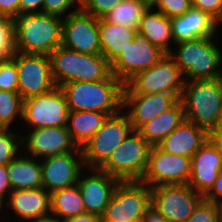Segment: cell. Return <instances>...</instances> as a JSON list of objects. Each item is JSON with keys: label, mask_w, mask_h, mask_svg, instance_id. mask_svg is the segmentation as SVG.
<instances>
[{"label": "cell", "mask_w": 222, "mask_h": 222, "mask_svg": "<svg viewBox=\"0 0 222 222\" xmlns=\"http://www.w3.org/2000/svg\"><path fill=\"white\" fill-rule=\"evenodd\" d=\"M63 17L44 12L13 19L14 49L25 54L49 56L62 43Z\"/></svg>", "instance_id": "cell-1"}, {"label": "cell", "mask_w": 222, "mask_h": 222, "mask_svg": "<svg viewBox=\"0 0 222 222\" xmlns=\"http://www.w3.org/2000/svg\"><path fill=\"white\" fill-rule=\"evenodd\" d=\"M60 88L69 111H98L112 116L122 110L124 84L113 74L106 80L68 82Z\"/></svg>", "instance_id": "cell-2"}, {"label": "cell", "mask_w": 222, "mask_h": 222, "mask_svg": "<svg viewBox=\"0 0 222 222\" xmlns=\"http://www.w3.org/2000/svg\"><path fill=\"white\" fill-rule=\"evenodd\" d=\"M214 38H196L174 44L178 47L168 55L180 68L185 81L211 80L222 76V69L219 67L222 53L212 41Z\"/></svg>", "instance_id": "cell-3"}, {"label": "cell", "mask_w": 222, "mask_h": 222, "mask_svg": "<svg viewBox=\"0 0 222 222\" xmlns=\"http://www.w3.org/2000/svg\"><path fill=\"white\" fill-rule=\"evenodd\" d=\"M180 100L185 119L209 132L222 121L221 77L185 81Z\"/></svg>", "instance_id": "cell-4"}, {"label": "cell", "mask_w": 222, "mask_h": 222, "mask_svg": "<svg viewBox=\"0 0 222 222\" xmlns=\"http://www.w3.org/2000/svg\"><path fill=\"white\" fill-rule=\"evenodd\" d=\"M49 56L57 87L68 82L106 80L112 75L111 63L102 54H83L61 45Z\"/></svg>", "instance_id": "cell-5"}, {"label": "cell", "mask_w": 222, "mask_h": 222, "mask_svg": "<svg viewBox=\"0 0 222 222\" xmlns=\"http://www.w3.org/2000/svg\"><path fill=\"white\" fill-rule=\"evenodd\" d=\"M151 148L145 138L133 130L99 170L120 181H141L148 167Z\"/></svg>", "instance_id": "cell-6"}, {"label": "cell", "mask_w": 222, "mask_h": 222, "mask_svg": "<svg viewBox=\"0 0 222 222\" xmlns=\"http://www.w3.org/2000/svg\"><path fill=\"white\" fill-rule=\"evenodd\" d=\"M132 131L128 116L122 110L108 116L102 127L81 148L85 169H99Z\"/></svg>", "instance_id": "cell-7"}, {"label": "cell", "mask_w": 222, "mask_h": 222, "mask_svg": "<svg viewBox=\"0 0 222 222\" xmlns=\"http://www.w3.org/2000/svg\"><path fill=\"white\" fill-rule=\"evenodd\" d=\"M184 84L183 73L168 54L154 66L136 73L125 83L133 93H172L179 98Z\"/></svg>", "instance_id": "cell-8"}, {"label": "cell", "mask_w": 222, "mask_h": 222, "mask_svg": "<svg viewBox=\"0 0 222 222\" xmlns=\"http://www.w3.org/2000/svg\"><path fill=\"white\" fill-rule=\"evenodd\" d=\"M151 204V188L141 181H120L101 216L102 222H127L144 217Z\"/></svg>", "instance_id": "cell-9"}, {"label": "cell", "mask_w": 222, "mask_h": 222, "mask_svg": "<svg viewBox=\"0 0 222 222\" xmlns=\"http://www.w3.org/2000/svg\"><path fill=\"white\" fill-rule=\"evenodd\" d=\"M68 115L66 97L60 87L23 100L22 120L31 129L67 127Z\"/></svg>", "instance_id": "cell-10"}, {"label": "cell", "mask_w": 222, "mask_h": 222, "mask_svg": "<svg viewBox=\"0 0 222 222\" xmlns=\"http://www.w3.org/2000/svg\"><path fill=\"white\" fill-rule=\"evenodd\" d=\"M12 57L18 71V93L23 100L57 87L52 77L50 56L15 51Z\"/></svg>", "instance_id": "cell-11"}, {"label": "cell", "mask_w": 222, "mask_h": 222, "mask_svg": "<svg viewBox=\"0 0 222 222\" xmlns=\"http://www.w3.org/2000/svg\"><path fill=\"white\" fill-rule=\"evenodd\" d=\"M203 199L188 184L151 188V204L170 222H185Z\"/></svg>", "instance_id": "cell-12"}, {"label": "cell", "mask_w": 222, "mask_h": 222, "mask_svg": "<svg viewBox=\"0 0 222 222\" xmlns=\"http://www.w3.org/2000/svg\"><path fill=\"white\" fill-rule=\"evenodd\" d=\"M191 158L174 155L152 146L147 170L141 182L150 188L160 185L188 184Z\"/></svg>", "instance_id": "cell-13"}, {"label": "cell", "mask_w": 222, "mask_h": 222, "mask_svg": "<svg viewBox=\"0 0 222 222\" xmlns=\"http://www.w3.org/2000/svg\"><path fill=\"white\" fill-rule=\"evenodd\" d=\"M166 53L137 32L111 63L112 74L125 84L136 73L154 66Z\"/></svg>", "instance_id": "cell-14"}, {"label": "cell", "mask_w": 222, "mask_h": 222, "mask_svg": "<svg viewBox=\"0 0 222 222\" xmlns=\"http://www.w3.org/2000/svg\"><path fill=\"white\" fill-rule=\"evenodd\" d=\"M61 45L83 54H101L99 18L82 12L80 7L71 10L63 18Z\"/></svg>", "instance_id": "cell-15"}, {"label": "cell", "mask_w": 222, "mask_h": 222, "mask_svg": "<svg viewBox=\"0 0 222 222\" xmlns=\"http://www.w3.org/2000/svg\"><path fill=\"white\" fill-rule=\"evenodd\" d=\"M180 98L172 93H133L125 84L122 94V111H125L134 131L163 111L171 109ZM125 109V110H124Z\"/></svg>", "instance_id": "cell-16"}, {"label": "cell", "mask_w": 222, "mask_h": 222, "mask_svg": "<svg viewBox=\"0 0 222 222\" xmlns=\"http://www.w3.org/2000/svg\"><path fill=\"white\" fill-rule=\"evenodd\" d=\"M40 162L42 186L50 193L77 185L80 174L85 172L82 151L79 147L73 152L43 158Z\"/></svg>", "instance_id": "cell-17"}, {"label": "cell", "mask_w": 222, "mask_h": 222, "mask_svg": "<svg viewBox=\"0 0 222 222\" xmlns=\"http://www.w3.org/2000/svg\"><path fill=\"white\" fill-rule=\"evenodd\" d=\"M22 136V147L28 156L40 160L46 157L75 151L78 147L73 142L67 127H45L32 129ZM26 146V147H25Z\"/></svg>", "instance_id": "cell-18"}, {"label": "cell", "mask_w": 222, "mask_h": 222, "mask_svg": "<svg viewBox=\"0 0 222 222\" xmlns=\"http://www.w3.org/2000/svg\"><path fill=\"white\" fill-rule=\"evenodd\" d=\"M87 171L92 174L82 172L77 184L82 201L87 213L102 216L120 180L99 169Z\"/></svg>", "instance_id": "cell-19"}, {"label": "cell", "mask_w": 222, "mask_h": 222, "mask_svg": "<svg viewBox=\"0 0 222 222\" xmlns=\"http://www.w3.org/2000/svg\"><path fill=\"white\" fill-rule=\"evenodd\" d=\"M222 169V158L207 140L191 157V176L188 185L203 197L210 191Z\"/></svg>", "instance_id": "cell-20"}, {"label": "cell", "mask_w": 222, "mask_h": 222, "mask_svg": "<svg viewBox=\"0 0 222 222\" xmlns=\"http://www.w3.org/2000/svg\"><path fill=\"white\" fill-rule=\"evenodd\" d=\"M5 201V207L25 222L51 213L50 192L44 188L13 190Z\"/></svg>", "instance_id": "cell-21"}, {"label": "cell", "mask_w": 222, "mask_h": 222, "mask_svg": "<svg viewBox=\"0 0 222 222\" xmlns=\"http://www.w3.org/2000/svg\"><path fill=\"white\" fill-rule=\"evenodd\" d=\"M174 44L204 37H216L218 22L207 13L191 7L180 16L171 17Z\"/></svg>", "instance_id": "cell-22"}, {"label": "cell", "mask_w": 222, "mask_h": 222, "mask_svg": "<svg viewBox=\"0 0 222 222\" xmlns=\"http://www.w3.org/2000/svg\"><path fill=\"white\" fill-rule=\"evenodd\" d=\"M207 140L206 130L185 119L157 146L167 153L191 158Z\"/></svg>", "instance_id": "cell-23"}, {"label": "cell", "mask_w": 222, "mask_h": 222, "mask_svg": "<svg viewBox=\"0 0 222 222\" xmlns=\"http://www.w3.org/2000/svg\"><path fill=\"white\" fill-rule=\"evenodd\" d=\"M138 32L166 54L172 50L170 43L172 42L173 44L174 39L172 35L171 19L159 10L153 11L152 6L149 7L141 18Z\"/></svg>", "instance_id": "cell-24"}, {"label": "cell", "mask_w": 222, "mask_h": 222, "mask_svg": "<svg viewBox=\"0 0 222 222\" xmlns=\"http://www.w3.org/2000/svg\"><path fill=\"white\" fill-rule=\"evenodd\" d=\"M138 29L129 26L115 25L99 18V39L101 54L112 63L128 45L134 40Z\"/></svg>", "instance_id": "cell-25"}, {"label": "cell", "mask_w": 222, "mask_h": 222, "mask_svg": "<svg viewBox=\"0 0 222 222\" xmlns=\"http://www.w3.org/2000/svg\"><path fill=\"white\" fill-rule=\"evenodd\" d=\"M183 120H185L184 108L181 100H179L171 109L163 111L151 121L144 124L138 132L151 146H157Z\"/></svg>", "instance_id": "cell-26"}, {"label": "cell", "mask_w": 222, "mask_h": 222, "mask_svg": "<svg viewBox=\"0 0 222 222\" xmlns=\"http://www.w3.org/2000/svg\"><path fill=\"white\" fill-rule=\"evenodd\" d=\"M18 156L7 165L12 191L43 188L40 160L32 156Z\"/></svg>", "instance_id": "cell-27"}, {"label": "cell", "mask_w": 222, "mask_h": 222, "mask_svg": "<svg viewBox=\"0 0 222 222\" xmlns=\"http://www.w3.org/2000/svg\"><path fill=\"white\" fill-rule=\"evenodd\" d=\"M106 113L98 111H69L67 129L73 142L82 148L102 127Z\"/></svg>", "instance_id": "cell-28"}, {"label": "cell", "mask_w": 222, "mask_h": 222, "mask_svg": "<svg viewBox=\"0 0 222 222\" xmlns=\"http://www.w3.org/2000/svg\"><path fill=\"white\" fill-rule=\"evenodd\" d=\"M50 203L51 214L61 221L86 213L78 185L51 192Z\"/></svg>", "instance_id": "cell-29"}, {"label": "cell", "mask_w": 222, "mask_h": 222, "mask_svg": "<svg viewBox=\"0 0 222 222\" xmlns=\"http://www.w3.org/2000/svg\"><path fill=\"white\" fill-rule=\"evenodd\" d=\"M151 6V0H122L102 18L115 25L139 28L140 20Z\"/></svg>", "instance_id": "cell-30"}, {"label": "cell", "mask_w": 222, "mask_h": 222, "mask_svg": "<svg viewBox=\"0 0 222 222\" xmlns=\"http://www.w3.org/2000/svg\"><path fill=\"white\" fill-rule=\"evenodd\" d=\"M23 99L18 91L0 90V128H10L17 117L22 118Z\"/></svg>", "instance_id": "cell-31"}, {"label": "cell", "mask_w": 222, "mask_h": 222, "mask_svg": "<svg viewBox=\"0 0 222 222\" xmlns=\"http://www.w3.org/2000/svg\"><path fill=\"white\" fill-rule=\"evenodd\" d=\"M19 148H22V135L10 128H0V165H8L15 159L22 151Z\"/></svg>", "instance_id": "cell-32"}, {"label": "cell", "mask_w": 222, "mask_h": 222, "mask_svg": "<svg viewBox=\"0 0 222 222\" xmlns=\"http://www.w3.org/2000/svg\"><path fill=\"white\" fill-rule=\"evenodd\" d=\"M185 222H222V206L203 199Z\"/></svg>", "instance_id": "cell-33"}, {"label": "cell", "mask_w": 222, "mask_h": 222, "mask_svg": "<svg viewBox=\"0 0 222 222\" xmlns=\"http://www.w3.org/2000/svg\"><path fill=\"white\" fill-rule=\"evenodd\" d=\"M14 53L13 19L0 15V60L10 58Z\"/></svg>", "instance_id": "cell-34"}, {"label": "cell", "mask_w": 222, "mask_h": 222, "mask_svg": "<svg viewBox=\"0 0 222 222\" xmlns=\"http://www.w3.org/2000/svg\"><path fill=\"white\" fill-rule=\"evenodd\" d=\"M0 90L18 91V71L13 57L0 60Z\"/></svg>", "instance_id": "cell-35"}, {"label": "cell", "mask_w": 222, "mask_h": 222, "mask_svg": "<svg viewBox=\"0 0 222 222\" xmlns=\"http://www.w3.org/2000/svg\"><path fill=\"white\" fill-rule=\"evenodd\" d=\"M151 6L171 18L187 12L192 7V0H151Z\"/></svg>", "instance_id": "cell-36"}, {"label": "cell", "mask_w": 222, "mask_h": 222, "mask_svg": "<svg viewBox=\"0 0 222 222\" xmlns=\"http://www.w3.org/2000/svg\"><path fill=\"white\" fill-rule=\"evenodd\" d=\"M122 0H80V10L96 18H102Z\"/></svg>", "instance_id": "cell-37"}, {"label": "cell", "mask_w": 222, "mask_h": 222, "mask_svg": "<svg viewBox=\"0 0 222 222\" xmlns=\"http://www.w3.org/2000/svg\"><path fill=\"white\" fill-rule=\"evenodd\" d=\"M74 5L80 7V0H43V12L60 17L63 15L64 18L67 16L68 10Z\"/></svg>", "instance_id": "cell-38"}, {"label": "cell", "mask_w": 222, "mask_h": 222, "mask_svg": "<svg viewBox=\"0 0 222 222\" xmlns=\"http://www.w3.org/2000/svg\"><path fill=\"white\" fill-rule=\"evenodd\" d=\"M192 7L207 13L219 24L222 22V0H192Z\"/></svg>", "instance_id": "cell-39"}, {"label": "cell", "mask_w": 222, "mask_h": 222, "mask_svg": "<svg viewBox=\"0 0 222 222\" xmlns=\"http://www.w3.org/2000/svg\"><path fill=\"white\" fill-rule=\"evenodd\" d=\"M222 169L218 172L216 181L210 191L204 196V200L222 206Z\"/></svg>", "instance_id": "cell-40"}, {"label": "cell", "mask_w": 222, "mask_h": 222, "mask_svg": "<svg viewBox=\"0 0 222 222\" xmlns=\"http://www.w3.org/2000/svg\"><path fill=\"white\" fill-rule=\"evenodd\" d=\"M12 191L7 165H0V202L4 204L5 198L7 200L9 193Z\"/></svg>", "instance_id": "cell-41"}, {"label": "cell", "mask_w": 222, "mask_h": 222, "mask_svg": "<svg viewBox=\"0 0 222 222\" xmlns=\"http://www.w3.org/2000/svg\"><path fill=\"white\" fill-rule=\"evenodd\" d=\"M20 0H0V15L14 19L19 16Z\"/></svg>", "instance_id": "cell-42"}, {"label": "cell", "mask_w": 222, "mask_h": 222, "mask_svg": "<svg viewBox=\"0 0 222 222\" xmlns=\"http://www.w3.org/2000/svg\"><path fill=\"white\" fill-rule=\"evenodd\" d=\"M43 12V0H20L19 15Z\"/></svg>", "instance_id": "cell-43"}, {"label": "cell", "mask_w": 222, "mask_h": 222, "mask_svg": "<svg viewBox=\"0 0 222 222\" xmlns=\"http://www.w3.org/2000/svg\"><path fill=\"white\" fill-rule=\"evenodd\" d=\"M208 140L216 148L222 158V121L208 132Z\"/></svg>", "instance_id": "cell-44"}, {"label": "cell", "mask_w": 222, "mask_h": 222, "mask_svg": "<svg viewBox=\"0 0 222 222\" xmlns=\"http://www.w3.org/2000/svg\"><path fill=\"white\" fill-rule=\"evenodd\" d=\"M144 219L145 222H170L152 204L146 208Z\"/></svg>", "instance_id": "cell-45"}, {"label": "cell", "mask_w": 222, "mask_h": 222, "mask_svg": "<svg viewBox=\"0 0 222 222\" xmlns=\"http://www.w3.org/2000/svg\"><path fill=\"white\" fill-rule=\"evenodd\" d=\"M63 222H102V220L101 216L86 212L75 217L67 218Z\"/></svg>", "instance_id": "cell-46"}, {"label": "cell", "mask_w": 222, "mask_h": 222, "mask_svg": "<svg viewBox=\"0 0 222 222\" xmlns=\"http://www.w3.org/2000/svg\"><path fill=\"white\" fill-rule=\"evenodd\" d=\"M29 222H63V221L59 220L55 215L50 213L46 216L39 217Z\"/></svg>", "instance_id": "cell-47"}, {"label": "cell", "mask_w": 222, "mask_h": 222, "mask_svg": "<svg viewBox=\"0 0 222 222\" xmlns=\"http://www.w3.org/2000/svg\"><path fill=\"white\" fill-rule=\"evenodd\" d=\"M127 222H145V219L144 217H140V218L131 219Z\"/></svg>", "instance_id": "cell-48"}, {"label": "cell", "mask_w": 222, "mask_h": 222, "mask_svg": "<svg viewBox=\"0 0 222 222\" xmlns=\"http://www.w3.org/2000/svg\"><path fill=\"white\" fill-rule=\"evenodd\" d=\"M2 208H3V204L0 202V211H1Z\"/></svg>", "instance_id": "cell-49"}]
</instances>
